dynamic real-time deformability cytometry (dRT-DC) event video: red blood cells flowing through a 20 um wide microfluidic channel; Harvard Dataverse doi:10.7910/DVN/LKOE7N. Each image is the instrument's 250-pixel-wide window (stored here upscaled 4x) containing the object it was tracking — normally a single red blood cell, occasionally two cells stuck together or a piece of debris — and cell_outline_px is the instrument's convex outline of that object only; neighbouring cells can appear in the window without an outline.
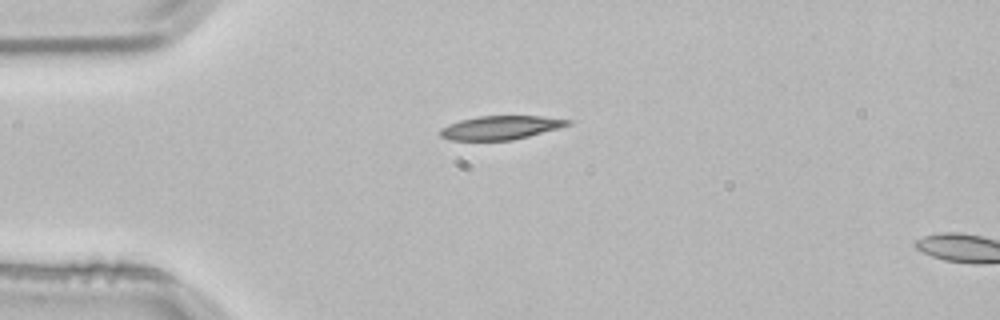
{"species": "common noctule bat (a hibernating species)", "species_latin": "Nyctalus noctula", "temperature_condition": "room temperature", "stored_images_in_passage": 2, "segment_of_instrument_passage": [1, 2], "camera_frame_rate_fps": 3000, "um_per_image_px": 0.085, "animal": {"sex": "male", "body_mass_g": 21.5, "forearm_length_mm": 52.0}, "frame": {"image": 1, "passage_image": 1, "time_ms": 0.0, "image_size_px": [1000, 320], "cell_outline_px": [[572, 124], [560, 128], [512, 140], [448, 140], [440, 136], [440, 128], [448, 124], [460, 120], [480, 116], [540, 116], [572, 120]], "centroid_in_image_um": [42.55, 10.85], "position_along_channel_um": 42.5, "area_um2": 17.63}}